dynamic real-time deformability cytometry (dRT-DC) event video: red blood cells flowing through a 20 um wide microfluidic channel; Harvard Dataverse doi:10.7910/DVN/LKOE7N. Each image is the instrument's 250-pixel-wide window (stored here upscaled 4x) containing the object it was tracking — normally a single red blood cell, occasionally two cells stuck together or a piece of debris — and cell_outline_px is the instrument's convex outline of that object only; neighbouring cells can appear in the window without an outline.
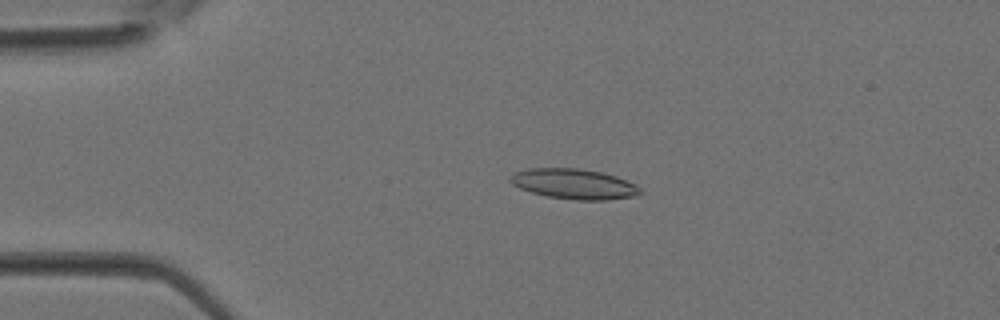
{"species": "Egyptian fruit bat (a non-hibernating species)", "species_latin": "Rousettus aegyptiacus", "temperature_condition": "room temperature", "stored_images_in_passage": 12, "camera_frame_rate_fps": 3000, "um_per_image_px": 0.085, "animal": {"sex": "female"}, "frame": {"image": 1, "passage_image": 8, "time_ms": 2.333, "image_size_px": [1000, 320], "cell_outline_px": [[644, 192], [632, 196], [608, 200], [576, 200], [548, 196], [532, 192], [520, 188], [512, 184], [508, 180], [508, 176], [516, 172], [528, 168], [580, 168], [604, 172], [616, 176], [636, 184]], "centroid_in_image_um": [48.79, 15.62], "position_along_channel_um": 36.2, "area_um2": 23.0}}